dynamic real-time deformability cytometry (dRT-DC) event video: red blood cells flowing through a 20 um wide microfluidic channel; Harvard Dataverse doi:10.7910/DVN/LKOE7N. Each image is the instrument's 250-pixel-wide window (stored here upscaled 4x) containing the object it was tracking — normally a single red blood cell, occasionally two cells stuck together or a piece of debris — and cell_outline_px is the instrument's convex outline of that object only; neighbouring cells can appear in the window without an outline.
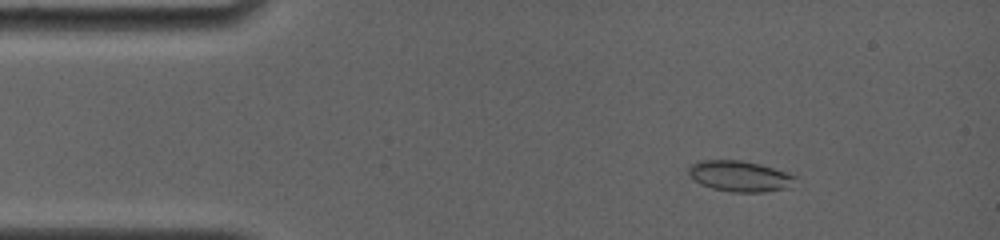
{"species": "common noctule bat (a hibernating species)", "species_latin": "Nyctalus noctula", "temperature_condition": "room temperature", "stored_images_in_passage": 17, "camera_frame_rate_fps": 4000, "um_per_image_px": 0.085, "animal": {"sex": "female", "body_mass_g": 19.0, "forearm_length_mm": 56.7}, "frame": {"image": 1, "passage_image": 4, "time_ms": 1.5, "image_size_px": [1000, 240], "cell_outline_px": [[796, 176], [788, 188], [764, 192], [732, 192], [712, 188], [700, 184], [688, 176], [688, 168], [696, 160], [740, 160], [760, 164], [788, 172]], "centroid_in_image_um": [62.83, 14.97], "position_along_channel_um": 22.2, "area_um2": 19.25}}
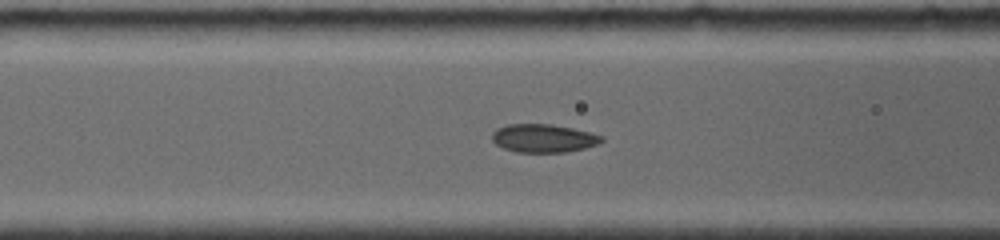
{"frame": {"image": 2, "passage_image": 12, "time_ms": 5.75, "image_size_px": [1000, 240], "cell_outline_px": [[604, 140], [600, 144], [568, 152], [516, 152], [504, 148], [496, 144], [492, 140], [492, 132], [496, 128], [508, 124], [552, 124], [572, 128], [604, 136]], "centroid_in_image_um": [46.2, 11.75], "position_along_channel_um": 120.4, "area_um2": 18.15}}
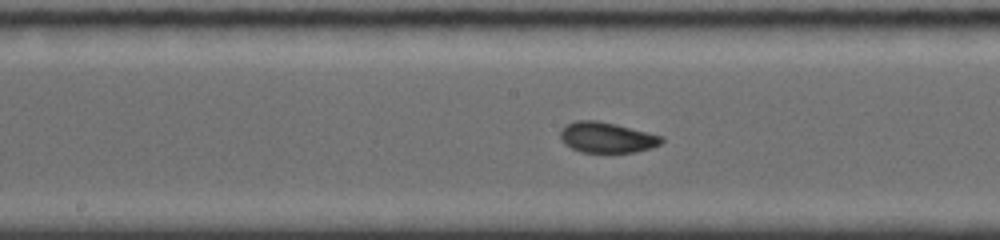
{"frame": {"image": 3, "passage_image": 16, "time_ms": 7.75, "image_size_px": [1000, 240], "cell_outline_px": [[664, 140], [660, 144], [652, 148], [636, 152], [580, 152], [564, 144], [560, 136], [560, 128], [576, 120], [596, 120], [616, 124], [664, 136]], "centroid_in_image_um": [51.59, 11.68], "position_along_channel_um": 196.6, "area_um2": 18.15}}